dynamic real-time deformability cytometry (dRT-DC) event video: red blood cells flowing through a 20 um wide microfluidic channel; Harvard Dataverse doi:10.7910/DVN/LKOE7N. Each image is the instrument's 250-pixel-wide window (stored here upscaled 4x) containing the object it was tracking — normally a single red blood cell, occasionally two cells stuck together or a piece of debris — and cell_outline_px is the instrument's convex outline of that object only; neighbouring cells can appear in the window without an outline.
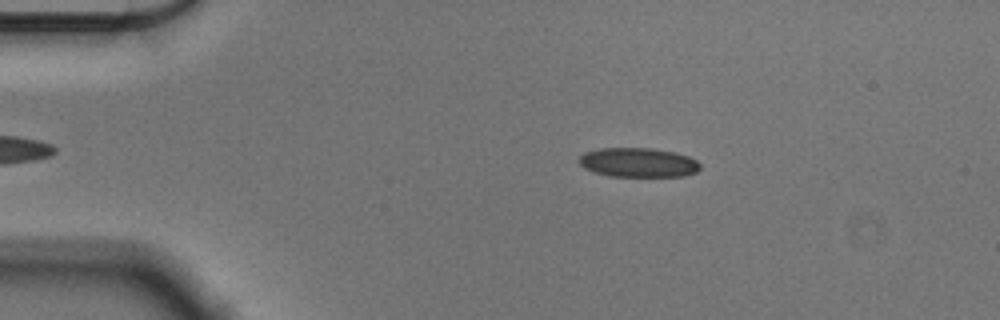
{"species": "Egyptian fruit bat (a non-hibernating species)", "species_latin": "Rousettus aegyptiacus", "temperature_condition": "cold", "stored_images_in_passage": 8, "segment_of_instrument_passage": [1, 2], "camera_frame_rate_fps": 3000, "um_per_image_px": 0.085, "animal": {"sex": "male"}, "frame": {"image": 1, "passage_image": 4, "time_ms": 1.0, "image_size_px": [1000, 320], "cell_outline_px": [[700, 168], [696, 172], [684, 176], [608, 176], [584, 168], [580, 164], [580, 156], [584, 152], [600, 148], [652, 148], [676, 152], [688, 156], [696, 160], [700, 164]], "centroid_in_image_um": [54.27, 13.8], "position_along_channel_um": 30.7, "area_um2": 20.69}}